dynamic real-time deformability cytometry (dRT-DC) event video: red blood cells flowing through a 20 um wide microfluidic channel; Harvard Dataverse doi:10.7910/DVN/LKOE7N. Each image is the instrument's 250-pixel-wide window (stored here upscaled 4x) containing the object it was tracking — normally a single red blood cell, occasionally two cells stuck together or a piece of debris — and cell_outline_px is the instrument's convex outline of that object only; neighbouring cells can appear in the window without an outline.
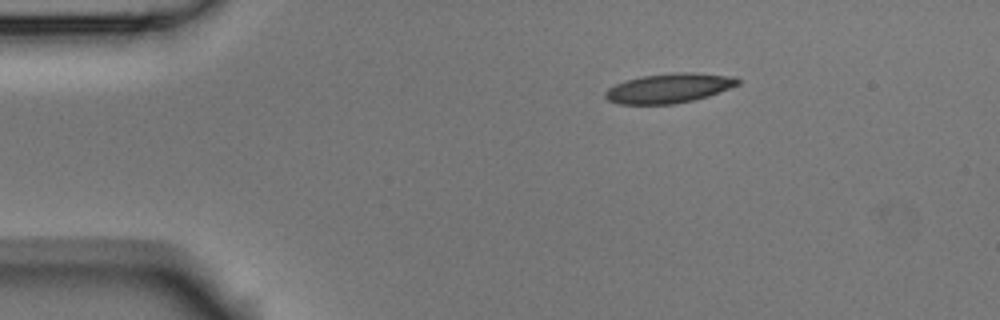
{"species": "Egyptian fruit bat (a non-hibernating species)", "species_latin": "Rousettus aegyptiacus", "temperature_condition": "room temperature", "stored_images_in_passage": 6, "camera_frame_rate_fps": 3000, "um_per_image_px": 0.085, "animal": {"sex": "male"}, "frame": {"image": 1, "passage_image": 1, "time_ms": 0.0, "image_size_px": [1000, 320], "cell_outline_px": [[740, 84], [708, 96], [692, 100], [672, 104], [620, 104], [608, 100], [604, 96], [604, 92], [608, 88], [616, 84], [640, 76], [676, 72], [692, 72], [732, 76], [740, 80]], "centroid_in_image_um": [56.86, 7.49], "position_along_channel_um": 28.1, "area_um2": 22.72}}
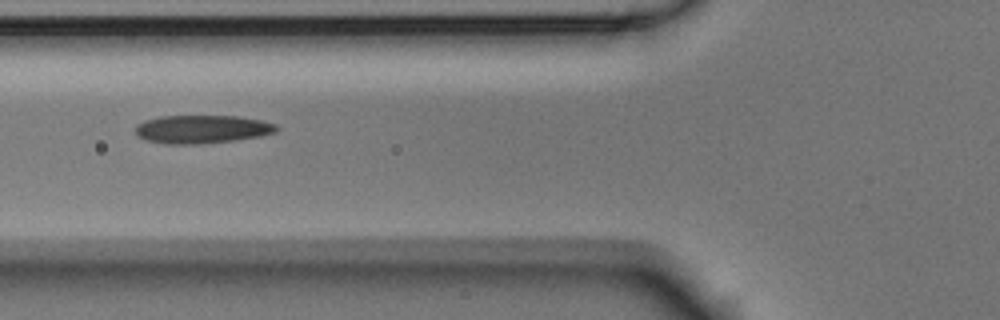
{"frame": {"image": 2, "passage_image": 4, "time_ms": 1.0, "image_size_px": [1000, 320], "cell_outline_px": [[280, 128], [276, 132], [260, 136], [236, 140], [200, 144], [164, 144], [148, 140], [140, 136], [136, 132], [136, 124], [144, 120], [160, 116], [236, 116], [260, 120], [276, 124]], "centroid_in_image_um": [17.19, 10.98], "position_along_channel_um": 108.6, "area_um2": 23.24}}
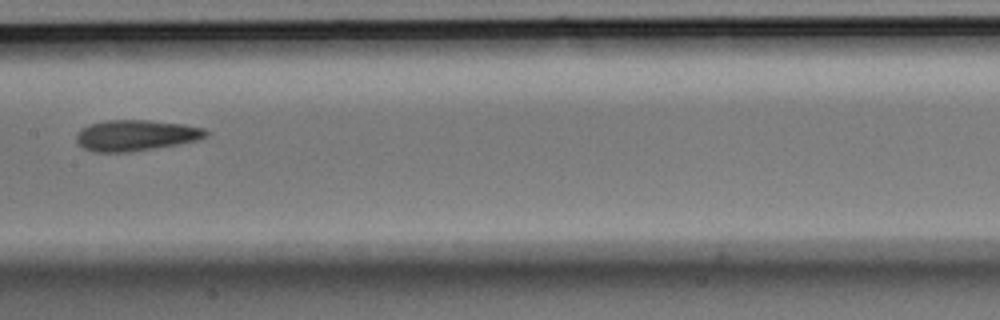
{"frame": {"image": 3, "passage_image": 6, "time_ms": 1.667, "image_size_px": [1000, 320], "cell_outline_px": [[208, 136], [200, 140], [128, 152], [92, 152], [84, 148], [76, 140], [76, 136], [80, 128], [88, 124], [108, 120], [148, 120], [184, 124], [204, 128], [208, 132]], "centroid_in_image_um": [11.54, 11.5], "position_along_channel_um": 195.9, "area_um2": 23.35}}